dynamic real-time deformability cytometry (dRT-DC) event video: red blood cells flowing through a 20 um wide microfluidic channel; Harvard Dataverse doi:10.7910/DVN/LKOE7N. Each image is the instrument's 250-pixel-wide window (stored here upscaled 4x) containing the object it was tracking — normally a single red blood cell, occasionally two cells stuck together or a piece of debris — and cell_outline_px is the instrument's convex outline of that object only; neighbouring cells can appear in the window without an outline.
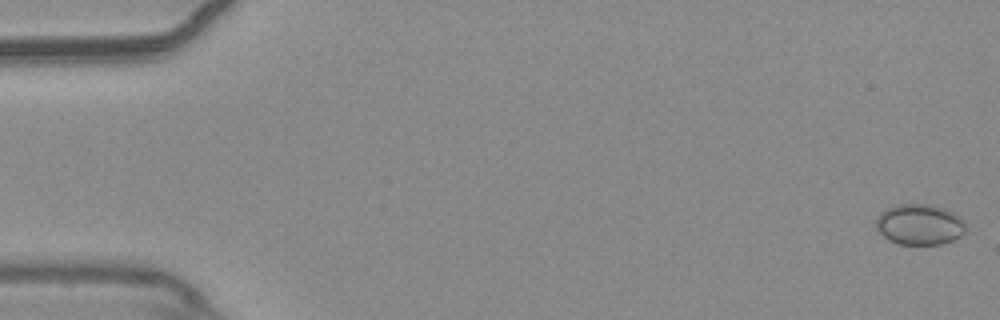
{"species": "common noctule bat (a hibernating species)", "species_latin": "Nyctalus noctula", "temperature_condition": "warm", "stored_images_in_passage": 11, "camera_frame_rate_fps": 3000, "um_per_image_px": 0.085, "animal": {"sex": "male", "body_mass_g": 20.4}, "frame": {"image": 1, "passage_image": 1, "time_ms": 0.0, "image_size_px": [1000, 320], "cell_outline_px": [[968, 228], [960, 236], [944, 244], [900, 244], [888, 240], [876, 228], [876, 220], [880, 212], [896, 204], [928, 204], [944, 208], [952, 212], [964, 220]], "centroid_in_image_um": [78.18, 19.08], "position_along_channel_um": 6.8, "area_um2": 21.39}}